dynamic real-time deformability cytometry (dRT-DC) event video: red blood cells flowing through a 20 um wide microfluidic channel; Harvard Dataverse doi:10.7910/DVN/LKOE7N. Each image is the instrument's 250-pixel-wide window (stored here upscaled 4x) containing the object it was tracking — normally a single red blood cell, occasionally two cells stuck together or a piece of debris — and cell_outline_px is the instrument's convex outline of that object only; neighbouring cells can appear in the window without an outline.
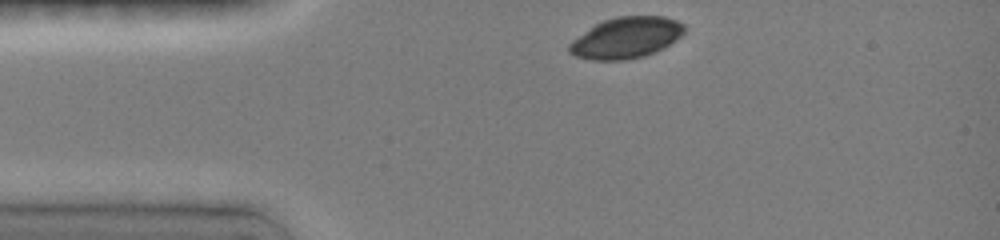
{"species": "common noctule bat (a hibernating species)", "species_latin": "Nyctalus noctula", "temperature_condition": "room temperature", "stored_images_in_passage": 7, "camera_frame_rate_fps": 3000, "um_per_image_px": 0.085, "animal": {"sex": "female", "body_mass_g": 19.0, "forearm_length_mm": 51.5}, "frame": {"image": 1, "passage_image": 1, "time_ms": 0.0, "image_size_px": [1000, 240], "cell_outline_px": [[684, 32], [680, 36], [668, 44], [644, 56], [620, 60], [596, 60], [576, 56], [568, 52], [568, 44], [572, 40], [596, 24], [604, 20], [616, 16], [664, 16], [676, 20], [684, 24]], "centroid_in_image_um": [53.2, 3.19], "position_along_channel_um": 31.8, "area_um2": 27.11}}
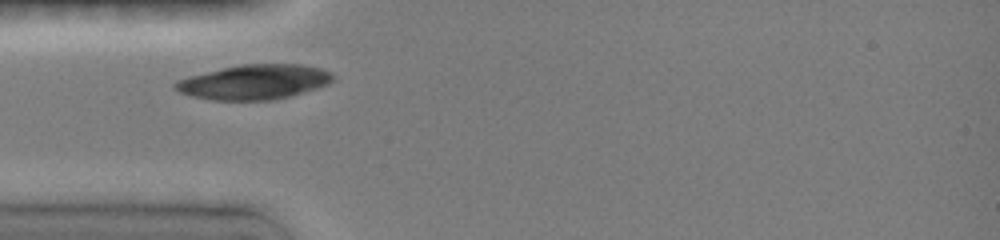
{"frame": {"image": 2, "passage_image": 3, "time_ms": 1.667, "image_size_px": [1000, 240], "cell_outline_px": [[332, 80], [328, 84], [288, 96], [272, 100], [212, 100], [192, 96], [180, 92], [172, 84], [188, 76], [240, 64], [304, 64], [320, 68], [328, 72], [332, 76]], "centroid_in_image_um": [21.58, 6.96], "position_along_channel_um": 63.4, "area_um2": 31.5}}
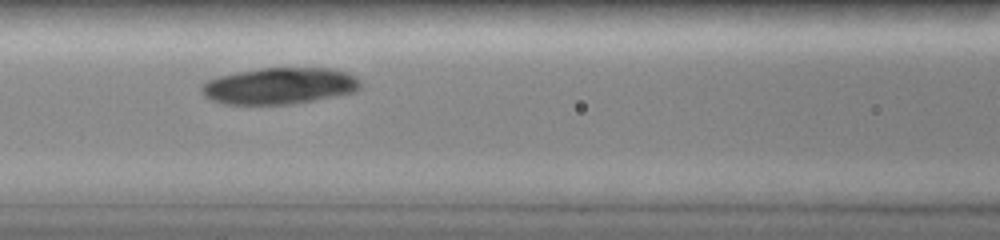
{"frame": {"image": 3, "passage_image": 6, "time_ms": 3.667, "image_size_px": [1000, 240], "cell_outline_px": [[360, 84], [352, 92], [292, 104], [228, 104], [212, 100], [200, 88], [208, 80], [216, 76], [236, 72], [260, 68], [332, 68], [348, 72], [356, 76], [360, 80]], "centroid_in_image_um": [23.75, 7.28], "position_along_channel_um": 142.8, "area_um2": 33.41}}